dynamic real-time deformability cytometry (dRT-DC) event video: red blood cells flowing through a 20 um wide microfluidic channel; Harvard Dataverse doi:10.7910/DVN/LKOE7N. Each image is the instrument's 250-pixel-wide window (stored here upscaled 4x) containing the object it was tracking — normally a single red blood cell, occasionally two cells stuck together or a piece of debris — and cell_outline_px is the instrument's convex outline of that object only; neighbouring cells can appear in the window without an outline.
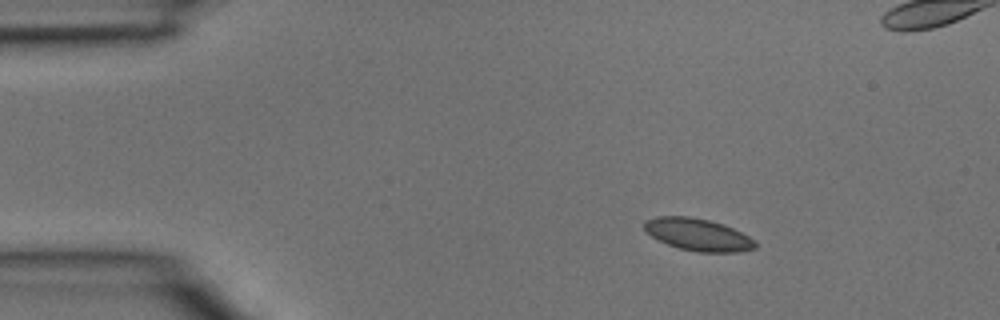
{"species": "common noctule bat (a hibernating species)", "species_latin": "Nyctalus noctula", "temperature_condition": "room temperature", "stored_images_in_passage": 3, "camera_frame_rate_fps": 3000, "um_per_image_px": 0.085, "animal": {"sex": "male", "body_mass_g": 15.6}, "frame": {"image": 1, "passage_image": 1, "time_ms": 0.0, "image_size_px": [1000, 320], "cell_outline_px": [[756, 248], [740, 252], [700, 252], [680, 248], [668, 244], [652, 236], [644, 228], [644, 220], [656, 216], [688, 216], [708, 220], [724, 224], [756, 240]], "centroid_in_image_um": [59.34, 19.93], "position_along_channel_um": 25.7, "area_um2": 20.69}}